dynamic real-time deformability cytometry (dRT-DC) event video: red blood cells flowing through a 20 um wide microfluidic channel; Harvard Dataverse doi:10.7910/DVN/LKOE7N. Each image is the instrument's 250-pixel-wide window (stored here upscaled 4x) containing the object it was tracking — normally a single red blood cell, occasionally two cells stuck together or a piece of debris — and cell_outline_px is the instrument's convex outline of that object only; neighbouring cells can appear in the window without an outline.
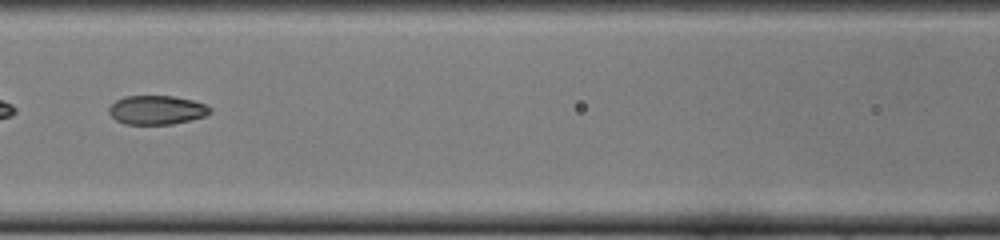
{"species": "common noctule bat (a hibernating species)", "species_latin": "Nyctalus noctula", "temperature_condition": "cold", "stored_images_in_passage": 49, "camera_frame_rate_fps": 3000, "um_per_image_px": 0.085, "animal": {"sex": "female", "body_mass_g": 22.0, "forearm_length_mm": 56.7}, "frame": {"image": 1, "passage_image": 22, "time_ms": 7.0, "image_size_px": [1000, 240], "cell_outline_px": [[212, 112], [204, 116], [192, 120], [172, 124], [124, 124], [116, 120], [108, 112], [108, 108], [116, 100], [124, 96], [176, 96], [192, 100], [204, 104], [212, 108]], "centroid_in_image_um": [13.33, 9.35], "position_along_channel_um": 153.3, "area_um2": 17.17}}
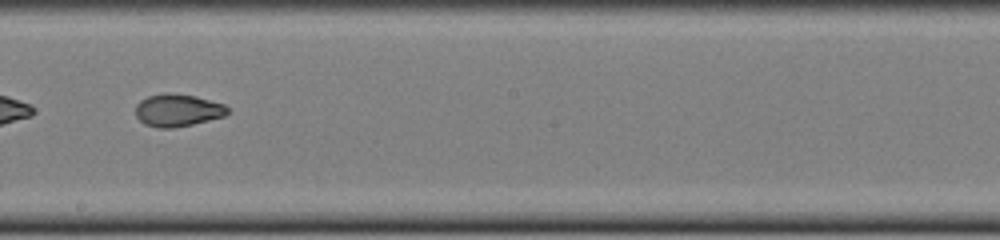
{"frame": {"image": 2, "passage_image": 28, "time_ms": 9.0, "image_size_px": [1000, 240], "cell_outline_px": [[228, 112], [224, 116], [192, 124], [172, 128], [156, 128], [144, 124], [136, 116], [136, 104], [140, 100], [148, 96], [168, 92], [196, 96], [224, 104], [228, 108]], "centroid_in_image_um": [15.07, 9.37], "position_along_channel_um": 233.1, "area_um2": 17.4}, "authors_computed_cell_mechanics": {"area_um2": 19.363, "velocity_mm_per_s": 4.0116, "shape_relaxation_time_tau1_ms": null, "shape_relaxation_time_tau2_ms": 1.4446, "deformation_change_tau1": null, "deformation_change_tau2": 0.061}}